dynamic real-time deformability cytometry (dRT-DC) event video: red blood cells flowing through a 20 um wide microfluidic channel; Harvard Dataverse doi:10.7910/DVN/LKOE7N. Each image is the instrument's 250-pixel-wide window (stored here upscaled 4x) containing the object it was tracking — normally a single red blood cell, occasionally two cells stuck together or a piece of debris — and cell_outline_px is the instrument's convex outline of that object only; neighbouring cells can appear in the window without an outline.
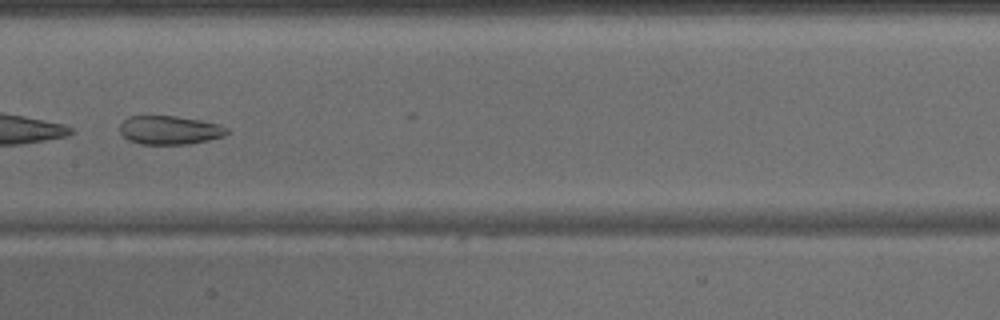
{"species": "common noctule bat (a hibernating species)", "species_latin": "Nyctalus noctula", "temperature_condition": "warm", "stored_images_in_passage": 20, "camera_frame_rate_fps": 3000, "um_per_image_px": 0.085, "animal": {"sex": "male", "body_mass_g": 15.6}, "frame": {"image": 1, "passage_image": 14, "time_ms": 4.333, "image_size_px": [1000, 320], "cell_outline_px": [[228, 132], [224, 136], [208, 140], [188, 144], [140, 144], [128, 140], [120, 132], [120, 124], [128, 116], [176, 116], [200, 120], [220, 124], [228, 128]], "centroid_in_image_um": [14.42, 11.06], "position_along_channel_um": 193.0, "area_um2": 17.92}}